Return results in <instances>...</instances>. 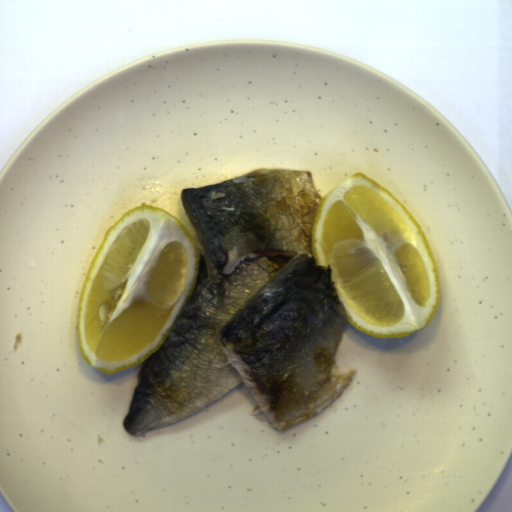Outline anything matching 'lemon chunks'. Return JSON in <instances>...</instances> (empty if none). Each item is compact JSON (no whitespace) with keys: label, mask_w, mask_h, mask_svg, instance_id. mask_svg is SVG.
<instances>
[{"label":"lemon chunks","mask_w":512,"mask_h":512,"mask_svg":"<svg viewBox=\"0 0 512 512\" xmlns=\"http://www.w3.org/2000/svg\"><path fill=\"white\" fill-rule=\"evenodd\" d=\"M198 244L173 215L138 206L106 231L79 302L78 340L102 374L136 367L166 341L197 286Z\"/></svg>","instance_id":"2"},{"label":"lemon chunks","mask_w":512,"mask_h":512,"mask_svg":"<svg viewBox=\"0 0 512 512\" xmlns=\"http://www.w3.org/2000/svg\"><path fill=\"white\" fill-rule=\"evenodd\" d=\"M310 249L316 264H330L346 320L362 333L400 338L435 317L439 271L424 231L401 201L362 172L321 197Z\"/></svg>","instance_id":"1"}]
</instances>
